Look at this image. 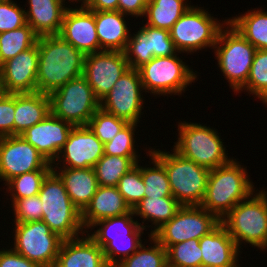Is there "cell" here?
<instances>
[{"label": "cell", "instance_id": "1", "mask_svg": "<svg viewBox=\"0 0 267 267\" xmlns=\"http://www.w3.org/2000/svg\"><path fill=\"white\" fill-rule=\"evenodd\" d=\"M37 92L49 95L83 75L85 55L60 35L40 36Z\"/></svg>", "mask_w": 267, "mask_h": 267}, {"label": "cell", "instance_id": "2", "mask_svg": "<svg viewBox=\"0 0 267 267\" xmlns=\"http://www.w3.org/2000/svg\"><path fill=\"white\" fill-rule=\"evenodd\" d=\"M245 168L236 159L210 170L200 206L221 220L239 202L255 193Z\"/></svg>", "mask_w": 267, "mask_h": 267}, {"label": "cell", "instance_id": "3", "mask_svg": "<svg viewBox=\"0 0 267 267\" xmlns=\"http://www.w3.org/2000/svg\"><path fill=\"white\" fill-rule=\"evenodd\" d=\"M38 196L42 202V221L52 232L64 240L86 233L80 210L72 203L63 181L53 170L43 180Z\"/></svg>", "mask_w": 267, "mask_h": 267}, {"label": "cell", "instance_id": "4", "mask_svg": "<svg viewBox=\"0 0 267 267\" xmlns=\"http://www.w3.org/2000/svg\"><path fill=\"white\" fill-rule=\"evenodd\" d=\"M149 153L165 167L173 197L182 206L200 205L210 170L181 156L174 149L172 154L157 149H151Z\"/></svg>", "mask_w": 267, "mask_h": 267}, {"label": "cell", "instance_id": "5", "mask_svg": "<svg viewBox=\"0 0 267 267\" xmlns=\"http://www.w3.org/2000/svg\"><path fill=\"white\" fill-rule=\"evenodd\" d=\"M253 194L239 202L220 220V223L239 249L241 243L247 242L265 250L267 248V191L261 190Z\"/></svg>", "mask_w": 267, "mask_h": 267}, {"label": "cell", "instance_id": "6", "mask_svg": "<svg viewBox=\"0 0 267 267\" xmlns=\"http://www.w3.org/2000/svg\"><path fill=\"white\" fill-rule=\"evenodd\" d=\"M133 215L132 210L125 215L105 218L92 225V227L101 226L89 236L102 248L109 267H115L142 245L141 234L146 225L133 220Z\"/></svg>", "mask_w": 267, "mask_h": 267}, {"label": "cell", "instance_id": "7", "mask_svg": "<svg viewBox=\"0 0 267 267\" xmlns=\"http://www.w3.org/2000/svg\"><path fill=\"white\" fill-rule=\"evenodd\" d=\"M225 21L224 24L228 27L226 30L221 29L214 45V53L218 67L228 80L230 88L239 93L246 85L257 49L228 22V19Z\"/></svg>", "mask_w": 267, "mask_h": 267}, {"label": "cell", "instance_id": "8", "mask_svg": "<svg viewBox=\"0 0 267 267\" xmlns=\"http://www.w3.org/2000/svg\"><path fill=\"white\" fill-rule=\"evenodd\" d=\"M179 137L173 148L181 156L209 170L228 163L226 147L213 128L197 123L181 122Z\"/></svg>", "mask_w": 267, "mask_h": 267}, {"label": "cell", "instance_id": "9", "mask_svg": "<svg viewBox=\"0 0 267 267\" xmlns=\"http://www.w3.org/2000/svg\"><path fill=\"white\" fill-rule=\"evenodd\" d=\"M48 96L50 113L74 126H87L100 108V101L83 76L70 80Z\"/></svg>", "mask_w": 267, "mask_h": 267}, {"label": "cell", "instance_id": "10", "mask_svg": "<svg viewBox=\"0 0 267 267\" xmlns=\"http://www.w3.org/2000/svg\"><path fill=\"white\" fill-rule=\"evenodd\" d=\"M177 55L153 57L138 68L145 93L179 95L197 79L196 73Z\"/></svg>", "mask_w": 267, "mask_h": 267}, {"label": "cell", "instance_id": "11", "mask_svg": "<svg viewBox=\"0 0 267 267\" xmlns=\"http://www.w3.org/2000/svg\"><path fill=\"white\" fill-rule=\"evenodd\" d=\"M224 28L203 8L192 6L170 29V37L178 53L196 52L207 47L214 49Z\"/></svg>", "mask_w": 267, "mask_h": 267}, {"label": "cell", "instance_id": "12", "mask_svg": "<svg viewBox=\"0 0 267 267\" xmlns=\"http://www.w3.org/2000/svg\"><path fill=\"white\" fill-rule=\"evenodd\" d=\"M220 224V220L200 205L182 206L177 214L152 236L165 248L187 240H199Z\"/></svg>", "mask_w": 267, "mask_h": 267}, {"label": "cell", "instance_id": "13", "mask_svg": "<svg viewBox=\"0 0 267 267\" xmlns=\"http://www.w3.org/2000/svg\"><path fill=\"white\" fill-rule=\"evenodd\" d=\"M13 249L41 267H54L64 241L41 221L15 223Z\"/></svg>", "mask_w": 267, "mask_h": 267}, {"label": "cell", "instance_id": "14", "mask_svg": "<svg viewBox=\"0 0 267 267\" xmlns=\"http://www.w3.org/2000/svg\"><path fill=\"white\" fill-rule=\"evenodd\" d=\"M53 166L21 135L0 137V179L6 183L24 173L53 170Z\"/></svg>", "mask_w": 267, "mask_h": 267}, {"label": "cell", "instance_id": "15", "mask_svg": "<svg viewBox=\"0 0 267 267\" xmlns=\"http://www.w3.org/2000/svg\"><path fill=\"white\" fill-rule=\"evenodd\" d=\"M142 90L138 69L129 68L100 101V108L128 123H138L144 104Z\"/></svg>", "mask_w": 267, "mask_h": 267}, {"label": "cell", "instance_id": "16", "mask_svg": "<svg viewBox=\"0 0 267 267\" xmlns=\"http://www.w3.org/2000/svg\"><path fill=\"white\" fill-rule=\"evenodd\" d=\"M129 68L124 52L103 50L85 55L82 76L101 101Z\"/></svg>", "mask_w": 267, "mask_h": 267}, {"label": "cell", "instance_id": "17", "mask_svg": "<svg viewBox=\"0 0 267 267\" xmlns=\"http://www.w3.org/2000/svg\"><path fill=\"white\" fill-rule=\"evenodd\" d=\"M38 45L22 51L0 65V82L4 93L37 92Z\"/></svg>", "mask_w": 267, "mask_h": 267}, {"label": "cell", "instance_id": "18", "mask_svg": "<svg viewBox=\"0 0 267 267\" xmlns=\"http://www.w3.org/2000/svg\"><path fill=\"white\" fill-rule=\"evenodd\" d=\"M74 125L49 113L42 121L24 131L21 136L51 164L58 156Z\"/></svg>", "mask_w": 267, "mask_h": 267}, {"label": "cell", "instance_id": "19", "mask_svg": "<svg viewBox=\"0 0 267 267\" xmlns=\"http://www.w3.org/2000/svg\"><path fill=\"white\" fill-rule=\"evenodd\" d=\"M56 161L74 169L93 168L104 155V144L88 126H74Z\"/></svg>", "mask_w": 267, "mask_h": 267}, {"label": "cell", "instance_id": "20", "mask_svg": "<svg viewBox=\"0 0 267 267\" xmlns=\"http://www.w3.org/2000/svg\"><path fill=\"white\" fill-rule=\"evenodd\" d=\"M59 35L84 55L103 51L99 45L94 11L83 5L67 8Z\"/></svg>", "mask_w": 267, "mask_h": 267}, {"label": "cell", "instance_id": "21", "mask_svg": "<svg viewBox=\"0 0 267 267\" xmlns=\"http://www.w3.org/2000/svg\"><path fill=\"white\" fill-rule=\"evenodd\" d=\"M199 245L202 267H234L238 263L239 248L221 223L199 239Z\"/></svg>", "mask_w": 267, "mask_h": 267}, {"label": "cell", "instance_id": "22", "mask_svg": "<svg viewBox=\"0 0 267 267\" xmlns=\"http://www.w3.org/2000/svg\"><path fill=\"white\" fill-rule=\"evenodd\" d=\"M64 240L54 267H109L102 248L89 236Z\"/></svg>", "mask_w": 267, "mask_h": 267}, {"label": "cell", "instance_id": "23", "mask_svg": "<svg viewBox=\"0 0 267 267\" xmlns=\"http://www.w3.org/2000/svg\"><path fill=\"white\" fill-rule=\"evenodd\" d=\"M131 211L117 187L98 186L92 200L81 212L84 231L87 228L92 230V225L99 220L122 216Z\"/></svg>", "mask_w": 267, "mask_h": 267}, {"label": "cell", "instance_id": "24", "mask_svg": "<svg viewBox=\"0 0 267 267\" xmlns=\"http://www.w3.org/2000/svg\"><path fill=\"white\" fill-rule=\"evenodd\" d=\"M26 22L40 36L59 35L68 7L62 0H28ZM64 5V6H63Z\"/></svg>", "mask_w": 267, "mask_h": 267}, {"label": "cell", "instance_id": "25", "mask_svg": "<svg viewBox=\"0 0 267 267\" xmlns=\"http://www.w3.org/2000/svg\"><path fill=\"white\" fill-rule=\"evenodd\" d=\"M125 14L120 11H94L99 45L102 50L124 52L129 34Z\"/></svg>", "mask_w": 267, "mask_h": 267}, {"label": "cell", "instance_id": "26", "mask_svg": "<svg viewBox=\"0 0 267 267\" xmlns=\"http://www.w3.org/2000/svg\"><path fill=\"white\" fill-rule=\"evenodd\" d=\"M55 166L53 171L63 181L72 203L82 212L95 195L98 183L94 168L74 169ZM64 169V170H63ZM59 172V173H58Z\"/></svg>", "mask_w": 267, "mask_h": 267}, {"label": "cell", "instance_id": "27", "mask_svg": "<svg viewBox=\"0 0 267 267\" xmlns=\"http://www.w3.org/2000/svg\"><path fill=\"white\" fill-rule=\"evenodd\" d=\"M50 113V99L41 92L15 94L14 135L42 121Z\"/></svg>", "mask_w": 267, "mask_h": 267}, {"label": "cell", "instance_id": "28", "mask_svg": "<svg viewBox=\"0 0 267 267\" xmlns=\"http://www.w3.org/2000/svg\"><path fill=\"white\" fill-rule=\"evenodd\" d=\"M182 205L174 197L143 198L133 209L134 216H140L143 221H151L155 225L150 235H153L165 223L170 221Z\"/></svg>", "mask_w": 267, "mask_h": 267}, {"label": "cell", "instance_id": "29", "mask_svg": "<svg viewBox=\"0 0 267 267\" xmlns=\"http://www.w3.org/2000/svg\"><path fill=\"white\" fill-rule=\"evenodd\" d=\"M228 22L257 50H267V11H248Z\"/></svg>", "mask_w": 267, "mask_h": 267}, {"label": "cell", "instance_id": "30", "mask_svg": "<svg viewBox=\"0 0 267 267\" xmlns=\"http://www.w3.org/2000/svg\"><path fill=\"white\" fill-rule=\"evenodd\" d=\"M184 1L151 0L144 13L148 18L146 25L170 31L181 16L192 7Z\"/></svg>", "mask_w": 267, "mask_h": 267}, {"label": "cell", "instance_id": "31", "mask_svg": "<svg viewBox=\"0 0 267 267\" xmlns=\"http://www.w3.org/2000/svg\"><path fill=\"white\" fill-rule=\"evenodd\" d=\"M139 157H123L104 154L95 164L98 186H117L124 174L140 161Z\"/></svg>", "mask_w": 267, "mask_h": 267}, {"label": "cell", "instance_id": "32", "mask_svg": "<svg viewBox=\"0 0 267 267\" xmlns=\"http://www.w3.org/2000/svg\"><path fill=\"white\" fill-rule=\"evenodd\" d=\"M39 36L28 25L0 33V65L37 44Z\"/></svg>", "mask_w": 267, "mask_h": 267}, {"label": "cell", "instance_id": "33", "mask_svg": "<svg viewBox=\"0 0 267 267\" xmlns=\"http://www.w3.org/2000/svg\"><path fill=\"white\" fill-rule=\"evenodd\" d=\"M149 152L154 167L143 168L141 166L142 179L145 185L144 198L173 197L165 167Z\"/></svg>", "mask_w": 267, "mask_h": 267}, {"label": "cell", "instance_id": "34", "mask_svg": "<svg viewBox=\"0 0 267 267\" xmlns=\"http://www.w3.org/2000/svg\"><path fill=\"white\" fill-rule=\"evenodd\" d=\"M153 246L142 244L130 257L123 259L115 267H168L166 249L150 235Z\"/></svg>", "mask_w": 267, "mask_h": 267}, {"label": "cell", "instance_id": "35", "mask_svg": "<svg viewBox=\"0 0 267 267\" xmlns=\"http://www.w3.org/2000/svg\"><path fill=\"white\" fill-rule=\"evenodd\" d=\"M168 267H202V251L199 240L192 239L169 246Z\"/></svg>", "mask_w": 267, "mask_h": 267}, {"label": "cell", "instance_id": "36", "mask_svg": "<svg viewBox=\"0 0 267 267\" xmlns=\"http://www.w3.org/2000/svg\"><path fill=\"white\" fill-rule=\"evenodd\" d=\"M242 89L267 105V50H256L246 85Z\"/></svg>", "mask_w": 267, "mask_h": 267}, {"label": "cell", "instance_id": "37", "mask_svg": "<svg viewBox=\"0 0 267 267\" xmlns=\"http://www.w3.org/2000/svg\"><path fill=\"white\" fill-rule=\"evenodd\" d=\"M51 171L52 170H35L10 179L6 185L8 191L12 193V202L14 203L17 199L38 195L43 180Z\"/></svg>", "mask_w": 267, "mask_h": 267}, {"label": "cell", "instance_id": "38", "mask_svg": "<svg viewBox=\"0 0 267 267\" xmlns=\"http://www.w3.org/2000/svg\"><path fill=\"white\" fill-rule=\"evenodd\" d=\"M127 124L126 120L111 115L99 108L91 117L87 126L105 144L115 137Z\"/></svg>", "mask_w": 267, "mask_h": 267}, {"label": "cell", "instance_id": "39", "mask_svg": "<svg viewBox=\"0 0 267 267\" xmlns=\"http://www.w3.org/2000/svg\"><path fill=\"white\" fill-rule=\"evenodd\" d=\"M116 187L133 210L144 198L145 192L140 165L137 163L128 173L124 174Z\"/></svg>", "mask_w": 267, "mask_h": 267}, {"label": "cell", "instance_id": "40", "mask_svg": "<svg viewBox=\"0 0 267 267\" xmlns=\"http://www.w3.org/2000/svg\"><path fill=\"white\" fill-rule=\"evenodd\" d=\"M138 123H128L109 142L104 144V154L123 157H138L134 148V131Z\"/></svg>", "mask_w": 267, "mask_h": 267}, {"label": "cell", "instance_id": "41", "mask_svg": "<svg viewBox=\"0 0 267 267\" xmlns=\"http://www.w3.org/2000/svg\"><path fill=\"white\" fill-rule=\"evenodd\" d=\"M140 30L149 39V54L153 57H168L178 52L170 37V31L149 25L142 26Z\"/></svg>", "mask_w": 267, "mask_h": 267}, {"label": "cell", "instance_id": "42", "mask_svg": "<svg viewBox=\"0 0 267 267\" xmlns=\"http://www.w3.org/2000/svg\"><path fill=\"white\" fill-rule=\"evenodd\" d=\"M148 40L140 29L133 37H129L124 53L130 68L138 69L152 60L153 56L149 54Z\"/></svg>", "mask_w": 267, "mask_h": 267}, {"label": "cell", "instance_id": "43", "mask_svg": "<svg viewBox=\"0 0 267 267\" xmlns=\"http://www.w3.org/2000/svg\"><path fill=\"white\" fill-rule=\"evenodd\" d=\"M25 9L12 0H0V33L26 25Z\"/></svg>", "mask_w": 267, "mask_h": 267}, {"label": "cell", "instance_id": "44", "mask_svg": "<svg viewBox=\"0 0 267 267\" xmlns=\"http://www.w3.org/2000/svg\"><path fill=\"white\" fill-rule=\"evenodd\" d=\"M13 204L14 222L26 223L42 220V202L38 195L17 199Z\"/></svg>", "mask_w": 267, "mask_h": 267}, {"label": "cell", "instance_id": "45", "mask_svg": "<svg viewBox=\"0 0 267 267\" xmlns=\"http://www.w3.org/2000/svg\"><path fill=\"white\" fill-rule=\"evenodd\" d=\"M15 94H0V137L14 135Z\"/></svg>", "mask_w": 267, "mask_h": 267}, {"label": "cell", "instance_id": "46", "mask_svg": "<svg viewBox=\"0 0 267 267\" xmlns=\"http://www.w3.org/2000/svg\"><path fill=\"white\" fill-rule=\"evenodd\" d=\"M0 267H41L38 263L25 258L13 248L0 251Z\"/></svg>", "mask_w": 267, "mask_h": 267}, {"label": "cell", "instance_id": "47", "mask_svg": "<svg viewBox=\"0 0 267 267\" xmlns=\"http://www.w3.org/2000/svg\"><path fill=\"white\" fill-rule=\"evenodd\" d=\"M151 0H118V11L132 17H143L147 4Z\"/></svg>", "mask_w": 267, "mask_h": 267}, {"label": "cell", "instance_id": "48", "mask_svg": "<svg viewBox=\"0 0 267 267\" xmlns=\"http://www.w3.org/2000/svg\"><path fill=\"white\" fill-rule=\"evenodd\" d=\"M83 6L91 11H115L118 0H85Z\"/></svg>", "mask_w": 267, "mask_h": 267}, {"label": "cell", "instance_id": "49", "mask_svg": "<svg viewBox=\"0 0 267 267\" xmlns=\"http://www.w3.org/2000/svg\"><path fill=\"white\" fill-rule=\"evenodd\" d=\"M62 1H64V2H65L66 0H62ZM69 1H71V2H74V1L76 2V1H77V2H78L79 0H74V1H73V0H69ZM80 1H82V4H81V5H83V4H84V2H85V0H80Z\"/></svg>", "mask_w": 267, "mask_h": 267}, {"label": "cell", "instance_id": "50", "mask_svg": "<svg viewBox=\"0 0 267 267\" xmlns=\"http://www.w3.org/2000/svg\"><path fill=\"white\" fill-rule=\"evenodd\" d=\"M2 92H3V91H2L1 82H0V94H1Z\"/></svg>", "mask_w": 267, "mask_h": 267}]
</instances>
